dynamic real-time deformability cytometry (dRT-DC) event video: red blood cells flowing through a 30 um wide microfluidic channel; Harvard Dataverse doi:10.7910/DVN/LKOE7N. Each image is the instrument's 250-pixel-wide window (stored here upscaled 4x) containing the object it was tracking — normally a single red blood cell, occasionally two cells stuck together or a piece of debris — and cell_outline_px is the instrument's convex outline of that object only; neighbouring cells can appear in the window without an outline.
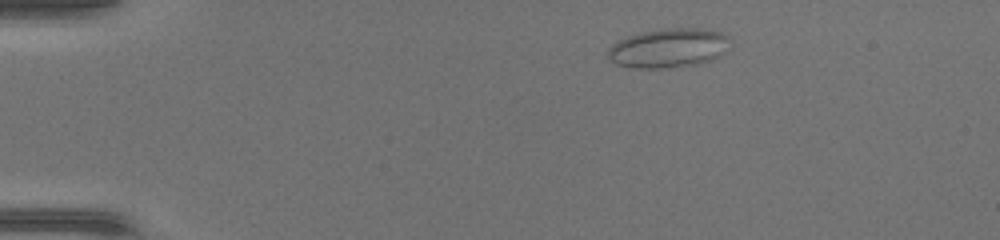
{"species": "common noctule bat (a hibernating species)", "species_latin": "Nyctalus noctula", "temperature_condition": "warm", "stored_images_in_passage": 35, "camera_frame_rate_fps": 3000, "um_per_image_px": 0.085, "animal": {"sex": "female", "body_mass_g": 17.0, "forearm_length_mm": 48.0}, "frame": {"image": 1, "passage_image": 1, "time_ms": 0.0, "image_size_px": [1000, 240], "cell_outline_px": [[728, 36], [724, 52], [720, 56], [712, 60], [696, 64], [664, 68], [636, 68], [616, 64], [608, 56], [608, 48], [612, 44], [628, 36], [644, 32], [668, 28], [700, 28], [720, 32]], "centroid_in_image_um": [56.81, 4.09], "position_along_channel_um": 28.2, "area_um2": 27.51}}
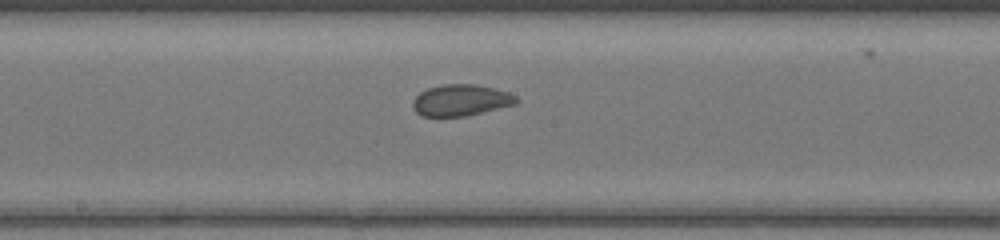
{"frame": {"image": 2, "passage_image": 19, "time_ms": 6.0, "image_size_px": [1000, 240], "cell_outline_px": [[520, 100], [516, 104], [464, 116], [420, 116], [412, 108], [412, 100], [420, 92], [428, 88], [440, 84], [476, 84], [508, 92], [516, 96]], "centroid_in_image_um": [39.14, 8.51], "position_along_channel_um": 209.1, "area_um2": 18.96}}
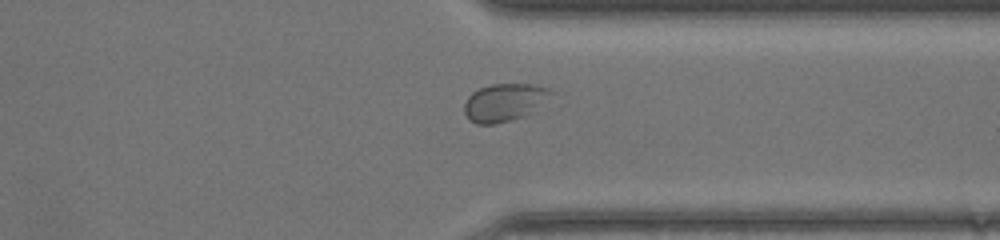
{"frame": {"image": 3, "passage_image": 30, "time_ms": 9.667, "image_size_px": [1000, 240], "cell_outline_px": [[556, 92], [524, 116], [496, 124], [476, 124], [468, 120], [464, 112], [464, 104], [468, 96], [472, 92], [480, 88], [492, 84], [536, 84], [548, 88]], "centroid_in_image_um": [42.84, 8.69], "position_along_channel_um": 368.6, "area_um2": 19.02}}